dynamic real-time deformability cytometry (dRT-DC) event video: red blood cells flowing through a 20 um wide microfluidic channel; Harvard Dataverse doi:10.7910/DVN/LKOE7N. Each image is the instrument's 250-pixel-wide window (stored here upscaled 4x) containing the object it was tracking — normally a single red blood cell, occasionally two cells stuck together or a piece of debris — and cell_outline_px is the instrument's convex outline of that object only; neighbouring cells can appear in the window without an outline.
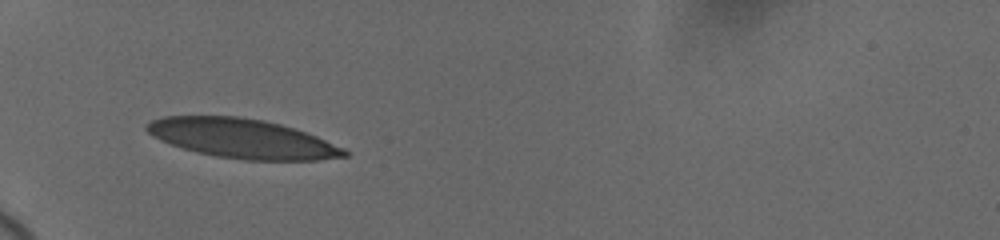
{"species": "human", "species_latin": "Homo sapiens", "temperature_condition": "cold", "stored_images_in_passage": 7, "camera_frame_rate_fps": 3000, "um_per_image_px": 0.085, "donor": {"sex": "female"}, "frame": {"image": 1, "passage_image": 1, "time_ms": 0.0, "image_size_px": [1000, 240], "cell_outline_px": [[348, 156], [320, 160], [244, 160], [216, 156], [196, 152], [160, 140], [152, 136], [144, 128], [144, 124], [152, 120], [164, 116], [236, 116], [264, 120], [280, 124], [308, 132], [344, 148], [348, 152]], "centroid_in_image_um": [20.6, 11.77], "position_along_channel_um": 64.4, "area_um2": 45.37}}
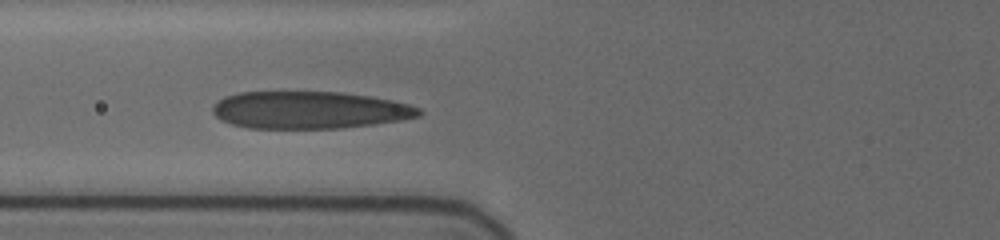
{"frame": {"image": 2, "passage_image": 6, "time_ms": 1.333, "image_size_px": [1000, 240], "cell_outline_px": [[424, 112], [420, 116], [400, 120], [372, 124], [340, 128], [248, 128], [232, 124], [220, 120], [212, 112], [212, 108], [224, 96], [240, 92], [340, 92], [372, 96], [392, 100], [408, 104], [420, 108]], "centroid_in_image_um": [26.32, 9.35], "position_along_channel_um": 99.5, "area_um2": 44.85}}